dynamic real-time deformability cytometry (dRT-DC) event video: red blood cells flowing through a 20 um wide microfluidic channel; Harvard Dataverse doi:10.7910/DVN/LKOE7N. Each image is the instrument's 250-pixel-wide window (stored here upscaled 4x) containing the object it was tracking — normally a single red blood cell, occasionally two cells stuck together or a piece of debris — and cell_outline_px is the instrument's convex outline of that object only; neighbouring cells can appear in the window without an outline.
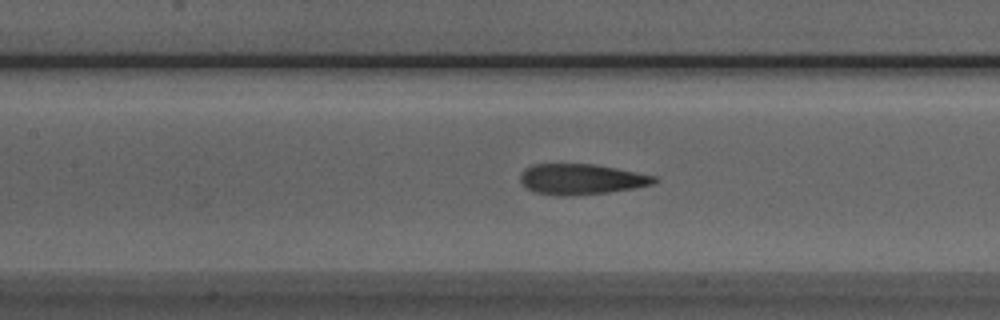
{"species": "Egyptian fruit bat (a non-hibernating species)", "species_latin": "Rousettus aegyptiacus", "temperature_condition": "room temperature", "stored_images_in_passage": 46, "camera_frame_rate_fps": 3000, "um_per_image_px": 0.085, "animal": {"sex": "male"}, "frame": {"image": 1, "passage_image": 21, "time_ms": 6.667, "image_size_px": [1000, 320], "cell_outline_px": [[660, 180], [652, 184], [632, 188], [608, 192], [564, 196], [556, 196], [532, 192], [520, 180], [520, 176], [524, 168], [532, 164], [592, 164], [616, 168], [660, 176]], "centroid_in_image_um": [49.42, 15.23], "position_along_channel_um": 158.0, "area_um2": 23.99}}
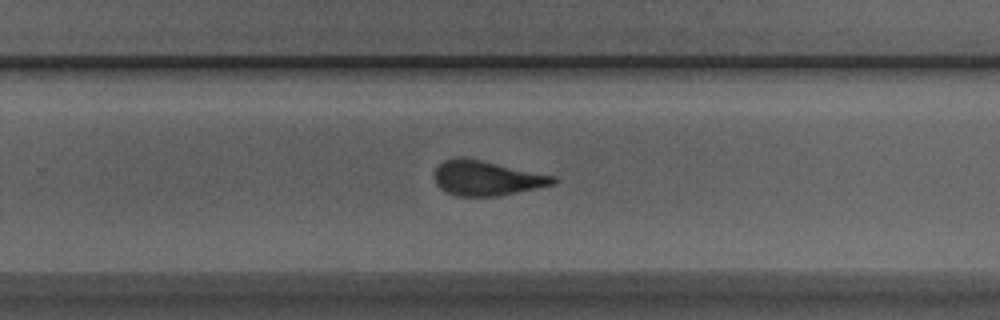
{"frame": {"image": 2, "passage_image": 31, "time_ms": 10.0, "image_size_px": [1000, 320], "cell_outline_px": [[556, 184], [496, 196], [456, 196], [440, 188], [436, 184], [436, 168], [444, 160], [460, 156], [480, 160], [556, 176]], "centroid_in_image_um": [41.37, 15.14], "position_along_channel_um": 288.4, "area_um2": 23.76}}
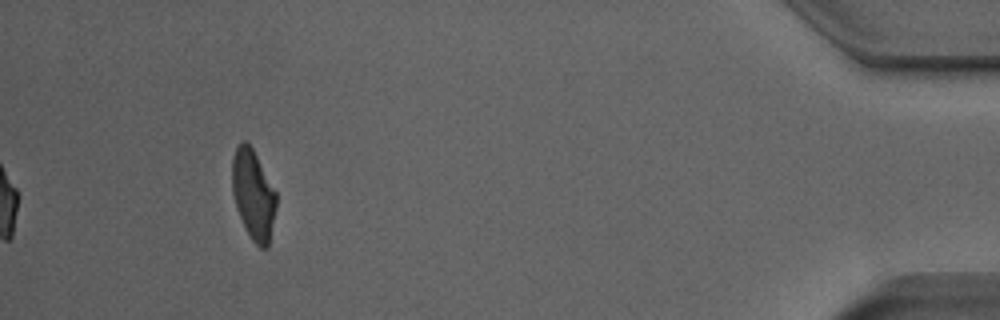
{"frame": {"image": 3, "passage_image": 46, "time_ms": 15.0, "image_size_px": [1000, 320], "cell_outline_px": [[276, 208], [268, 248], [260, 248], [252, 240], [240, 216], [232, 192], [232, 160], [236, 148], [244, 140], [252, 148], [276, 192]], "centroid_in_image_um": [21.54, 16.56], "position_along_channel_um": 413.7, "area_um2": 22.6}, "authors_computed_cell_mechanics": {"area_um2": 24.6517, "velocity_mm_per_s": 3.9292, "shape_relaxation_time_tau1_ms": 5.667, "shape_relaxation_time_tau2_ms": 1.6998, "deformation_change_tau1": 0.163, "deformation_change_tau2": 0.1108}}